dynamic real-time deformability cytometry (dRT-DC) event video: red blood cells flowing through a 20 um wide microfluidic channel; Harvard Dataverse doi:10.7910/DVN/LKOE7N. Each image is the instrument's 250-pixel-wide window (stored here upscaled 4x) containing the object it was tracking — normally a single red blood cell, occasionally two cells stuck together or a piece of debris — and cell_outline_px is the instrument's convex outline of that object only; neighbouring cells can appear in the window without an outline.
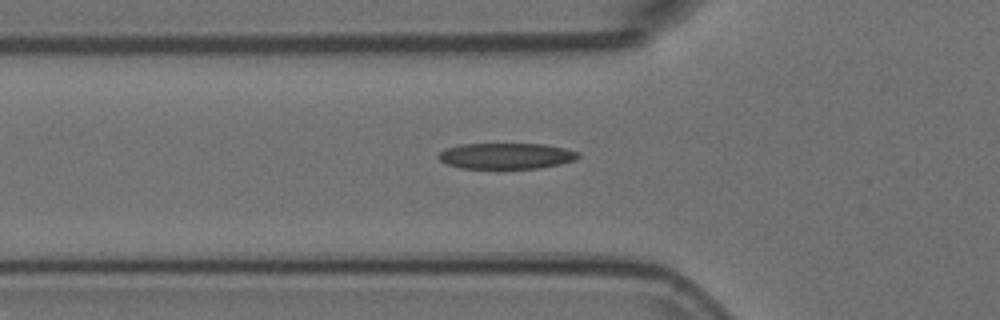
{"species": "Egyptian fruit bat (a non-hibernating species)", "species_latin": "Rousettus aegyptiacus", "temperature_condition": "room temperature", "stored_images_in_passage": 6, "camera_frame_rate_fps": 3000, "um_per_image_px": 0.085, "animal": {"sex": "female"}, "frame": {"image": 1, "passage_image": 5, "time_ms": 1.333, "image_size_px": [1000, 320], "cell_outline_px": [[580, 156], [576, 160], [560, 164], [540, 168], [460, 168], [448, 164], [440, 160], [436, 156], [444, 148], [460, 144], [544, 144], [564, 148], [580, 152]], "centroid_in_image_um": [43.03, 13.25], "position_along_channel_um": 82.8, "area_um2": 21.21}}